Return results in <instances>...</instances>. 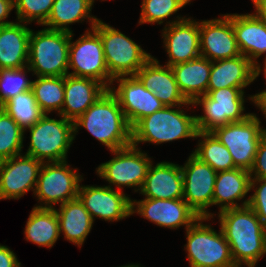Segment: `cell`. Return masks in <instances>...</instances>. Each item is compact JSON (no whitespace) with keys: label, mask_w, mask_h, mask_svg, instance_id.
Returning <instances> with one entry per match:
<instances>
[{"label":"cell","mask_w":266,"mask_h":267,"mask_svg":"<svg viewBox=\"0 0 266 267\" xmlns=\"http://www.w3.org/2000/svg\"><path fill=\"white\" fill-rule=\"evenodd\" d=\"M252 2L256 8L254 15L266 24V0H252Z\"/></svg>","instance_id":"7bdbcfd3"},{"label":"cell","mask_w":266,"mask_h":267,"mask_svg":"<svg viewBox=\"0 0 266 267\" xmlns=\"http://www.w3.org/2000/svg\"><path fill=\"white\" fill-rule=\"evenodd\" d=\"M1 108L12 117L24 132L36 124L44 115L36 102L32 89L17 94Z\"/></svg>","instance_id":"d6a6232c"},{"label":"cell","mask_w":266,"mask_h":267,"mask_svg":"<svg viewBox=\"0 0 266 267\" xmlns=\"http://www.w3.org/2000/svg\"><path fill=\"white\" fill-rule=\"evenodd\" d=\"M82 180V176L76 169H71L66 160L43 163L34 192L40 205L35 207L53 209V204L62 205L77 198Z\"/></svg>","instance_id":"30bf717a"},{"label":"cell","mask_w":266,"mask_h":267,"mask_svg":"<svg viewBox=\"0 0 266 267\" xmlns=\"http://www.w3.org/2000/svg\"><path fill=\"white\" fill-rule=\"evenodd\" d=\"M251 190H255V192L249 196L248 206L256 213L266 228V178H251Z\"/></svg>","instance_id":"74e56055"},{"label":"cell","mask_w":266,"mask_h":267,"mask_svg":"<svg viewBox=\"0 0 266 267\" xmlns=\"http://www.w3.org/2000/svg\"><path fill=\"white\" fill-rule=\"evenodd\" d=\"M121 267H141V266H139V264H136V265L135 264H129V265L121 266Z\"/></svg>","instance_id":"ee69618b"},{"label":"cell","mask_w":266,"mask_h":267,"mask_svg":"<svg viewBox=\"0 0 266 267\" xmlns=\"http://www.w3.org/2000/svg\"><path fill=\"white\" fill-rule=\"evenodd\" d=\"M260 124L261 121L256 114L251 113L243 121L232 122L212 131L228 149L237 168L251 170L259 143L266 132Z\"/></svg>","instance_id":"9c48e42d"},{"label":"cell","mask_w":266,"mask_h":267,"mask_svg":"<svg viewBox=\"0 0 266 267\" xmlns=\"http://www.w3.org/2000/svg\"><path fill=\"white\" fill-rule=\"evenodd\" d=\"M30 33L23 22L0 26V70L28 66Z\"/></svg>","instance_id":"cb8c5ba5"},{"label":"cell","mask_w":266,"mask_h":267,"mask_svg":"<svg viewBox=\"0 0 266 267\" xmlns=\"http://www.w3.org/2000/svg\"><path fill=\"white\" fill-rule=\"evenodd\" d=\"M14 1L13 0H0V26H5L12 24L14 22L6 21L12 9H14Z\"/></svg>","instance_id":"60d3db41"},{"label":"cell","mask_w":266,"mask_h":267,"mask_svg":"<svg viewBox=\"0 0 266 267\" xmlns=\"http://www.w3.org/2000/svg\"><path fill=\"white\" fill-rule=\"evenodd\" d=\"M211 218L199 217L186 229L190 267H235L230 246L221 228L217 233L211 225L203 224Z\"/></svg>","instance_id":"5b68a950"},{"label":"cell","mask_w":266,"mask_h":267,"mask_svg":"<svg viewBox=\"0 0 266 267\" xmlns=\"http://www.w3.org/2000/svg\"><path fill=\"white\" fill-rule=\"evenodd\" d=\"M198 137L202 139L192 154L200 161L207 163L216 172L237 168L228 149L212 132L198 131Z\"/></svg>","instance_id":"4dcf8cb0"},{"label":"cell","mask_w":266,"mask_h":267,"mask_svg":"<svg viewBox=\"0 0 266 267\" xmlns=\"http://www.w3.org/2000/svg\"><path fill=\"white\" fill-rule=\"evenodd\" d=\"M264 76H265V79H266V57H265V61H264Z\"/></svg>","instance_id":"f6af8a7d"},{"label":"cell","mask_w":266,"mask_h":267,"mask_svg":"<svg viewBox=\"0 0 266 267\" xmlns=\"http://www.w3.org/2000/svg\"><path fill=\"white\" fill-rule=\"evenodd\" d=\"M25 238L39 247L51 248L60 237L55 208L33 207L25 226Z\"/></svg>","instance_id":"f546056e"},{"label":"cell","mask_w":266,"mask_h":267,"mask_svg":"<svg viewBox=\"0 0 266 267\" xmlns=\"http://www.w3.org/2000/svg\"><path fill=\"white\" fill-rule=\"evenodd\" d=\"M254 64L244 55L212 61L207 90L246 88L254 81Z\"/></svg>","instance_id":"d4e9b609"},{"label":"cell","mask_w":266,"mask_h":267,"mask_svg":"<svg viewBox=\"0 0 266 267\" xmlns=\"http://www.w3.org/2000/svg\"><path fill=\"white\" fill-rule=\"evenodd\" d=\"M181 169L183 199L200 217L213 218L214 214L207 209L213 206L217 172L192 153L184 166H181Z\"/></svg>","instance_id":"4fadbf2b"},{"label":"cell","mask_w":266,"mask_h":267,"mask_svg":"<svg viewBox=\"0 0 266 267\" xmlns=\"http://www.w3.org/2000/svg\"><path fill=\"white\" fill-rule=\"evenodd\" d=\"M232 26L241 55L254 64V79L262 69L256 59L266 53V24L254 14H232Z\"/></svg>","instance_id":"44dd1931"},{"label":"cell","mask_w":266,"mask_h":267,"mask_svg":"<svg viewBox=\"0 0 266 267\" xmlns=\"http://www.w3.org/2000/svg\"><path fill=\"white\" fill-rule=\"evenodd\" d=\"M20 264L15 253L9 247L0 244V267H20Z\"/></svg>","instance_id":"ab89813d"},{"label":"cell","mask_w":266,"mask_h":267,"mask_svg":"<svg viewBox=\"0 0 266 267\" xmlns=\"http://www.w3.org/2000/svg\"><path fill=\"white\" fill-rule=\"evenodd\" d=\"M71 33L44 28L31 30L28 67L37 77L68 75Z\"/></svg>","instance_id":"277c9868"},{"label":"cell","mask_w":266,"mask_h":267,"mask_svg":"<svg viewBox=\"0 0 266 267\" xmlns=\"http://www.w3.org/2000/svg\"><path fill=\"white\" fill-rule=\"evenodd\" d=\"M43 162L27 154L0 161V200L19 199L35 192Z\"/></svg>","instance_id":"9a60e30c"},{"label":"cell","mask_w":266,"mask_h":267,"mask_svg":"<svg viewBox=\"0 0 266 267\" xmlns=\"http://www.w3.org/2000/svg\"><path fill=\"white\" fill-rule=\"evenodd\" d=\"M27 70V71H26ZM28 66L20 69H1L0 70V106L17 94L31 90L32 81L26 78L30 72Z\"/></svg>","instance_id":"e575fe53"},{"label":"cell","mask_w":266,"mask_h":267,"mask_svg":"<svg viewBox=\"0 0 266 267\" xmlns=\"http://www.w3.org/2000/svg\"><path fill=\"white\" fill-rule=\"evenodd\" d=\"M60 117L59 120L52 119L44 114L36 124L28 128L30 144L27 155L43 163L67 160L68 149L75 140L74 124L62 115Z\"/></svg>","instance_id":"8992f818"},{"label":"cell","mask_w":266,"mask_h":267,"mask_svg":"<svg viewBox=\"0 0 266 267\" xmlns=\"http://www.w3.org/2000/svg\"><path fill=\"white\" fill-rule=\"evenodd\" d=\"M137 213L159 227L189 228L200 216L183 199H152L131 201V214Z\"/></svg>","instance_id":"2e32d148"},{"label":"cell","mask_w":266,"mask_h":267,"mask_svg":"<svg viewBox=\"0 0 266 267\" xmlns=\"http://www.w3.org/2000/svg\"><path fill=\"white\" fill-rule=\"evenodd\" d=\"M74 136L83 127L110 151L132 144L130 127L117 98L107 89L74 122Z\"/></svg>","instance_id":"7a4b0ae2"},{"label":"cell","mask_w":266,"mask_h":267,"mask_svg":"<svg viewBox=\"0 0 266 267\" xmlns=\"http://www.w3.org/2000/svg\"><path fill=\"white\" fill-rule=\"evenodd\" d=\"M54 0H15L17 21L23 23H31L43 25L52 10Z\"/></svg>","instance_id":"8d00e7d4"},{"label":"cell","mask_w":266,"mask_h":267,"mask_svg":"<svg viewBox=\"0 0 266 267\" xmlns=\"http://www.w3.org/2000/svg\"><path fill=\"white\" fill-rule=\"evenodd\" d=\"M118 87H110L132 128L140 119L162 109L165 105L150 90L146 89L135 75L113 78Z\"/></svg>","instance_id":"5bb4252c"},{"label":"cell","mask_w":266,"mask_h":267,"mask_svg":"<svg viewBox=\"0 0 266 267\" xmlns=\"http://www.w3.org/2000/svg\"><path fill=\"white\" fill-rule=\"evenodd\" d=\"M249 172L251 178H266V132L261 138L253 166Z\"/></svg>","instance_id":"f35d334b"},{"label":"cell","mask_w":266,"mask_h":267,"mask_svg":"<svg viewBox=\"0 0 266 267\" xmlns=\"http://www.w3.org/2000/svg\"><path fill=\"white\" fill-rule=\"evenodd\" d=\"M251 175L250 172L234 168L217 172L213 205H219V212L229 208H239L248 205L249 198L241 205L236 201L243 199L250 191Z\"/></svg>","instance_id":"484cf974"},{"label":"cell","mask_w":266,"mask_h":267,"mask_svg":"<svg viewBox=\"0 0 266 267\" xmlns=\"http://www.w3.org/2000/svg\"><path fill=\"white\" fill-rule=\"evenodd\" d=\"M111 152L115 157L100 164L96 168L97 174L117 186L119 191H122V186L136 187L135 192L140 191L152 163L151 158L133 144Z\"/></svg>","instance_id":"7c38bea8"},{"label":"cell","mask_w":266,"mask_h":267,"mask_svg":"<svg viewBox=\"0 0 266 267\" xmlns=\"http://www.w3.org/2000/svg\"><path fill=\"white\" fill-rule=\"evenodd\" d=\"M199 22L200 54L210 61H219L240 55L232 26V15Z\"/></svg>","instance_id":"d6986e66"},{"label":"cell","mask_w":266,"mask_h":267,"mask_svg":"<svg viewBox=\"0 0 266 267\" xmlns=\"http://www.w3.org/2000/svg\"><path fill=\"white\" fill-rule=\"evenodd\" d=\"M140 194L152 199L183 198V176L181 166L172 162L150 164Z\"/></svg>","instance_id":"7402d4cb"},{"label":"cell","mask_w":266,"mask_h":267,"mask_svg":"<svg viewBox=\"0 0 266 267\" xmlns=\"http://www.w3.org/2000/svg\"><path fill=\"white\" fill-rule=\"evenodd\" d=\"M189 2L191 0H142L139 24L157 23L160 25Z\"/></svg>","instance_id":"d590c367"},{"label":"cell","mask_w":266,"mask_h":267,"mask_svg":"<svg viewBox=\"0 0 266 267\" xmlns=\"http://www.w3.org/2000/svg\"><path fill=\"white\" fill-rule=\"evenodd\" d=\"M32 92L44 114L51 111L61 113L64 104V76L37 77L32 81Z\"/></svg>","instance_id":"1f68e13d"},{"label":"cell","mask_w":266,"mask_h":267,"mask_svg":"<svg viewBox=\"0 0 266 267\" xmlns=\"http://www.w3.org/2000/svg\"><path fill=\"white\" fill-rule=\"evenodd\" d=\"M249 99L263 112L266 118V90L253 96L250 95Z\"/></svg>","instance_id":"b9f144b4"},{"label":"cell","mask_w":266,"mask_h":267,"mask_svg":"<svg viewBox=\"0 0 266 267\" xmlns=\"http://www.w3.org/2000/svg\"><path fill=\"white\" fill-rule=\"evenodd\" d=\"M106 90L107 88L95 79L64 76V104L59 115L74 122Z\"/></svg>","instance_id":"603a6c76"},{"label":"cell","mask_w":266,"mask_h":267,"mask_svg":"<svg viewBox=\"0 0 266 267\" xmlns=\"http://www.w3.org/2000/svg\"><path fill=\"white\" fill-rule=\"evenodd\" d=\"M59 219L60 233L69 242L81 247L90 233L94 221L77 197L60 205L59 210L55 208Z\"/></svg>","instance_id":"83f0119b"},{"label":"cell","mask_w":266,"mask_h":267,"mask_svg":"<svg viewBox=\"0 0 266 267\" xmlns=\"http://www.w3.org/2000/svg\"><path fill=\"white\" fill-rule=\"evenodd\" d=\"M90 30L75 42L71 41V33L68 69L74 71L68 72V75L95 79L109 89L113 85V77L109 74L105 61L103 43L100 35L94 29Z\"/></svg>","instance_id":"8fae6325"},{"label":"cell","mask_w":266,"mask_h":267,"mask_svg":"<svg viewBox=\"0 0 266 267\" xmlns=\"http://www.w3.org/2000/svg\"><path fill=\"white\" fill-rule=\"evenodd\" d=\"M111 186H79L78 198L93 221L99 217L114 222L132 215V200L123 191H116Z\"/></svg>","instance_id":"ac0fdd59"},{"label":"cell","mask_w":266,"mask_h":267,"mask_svg":"<svg viewBox=\"0 0 266 267\" xmlns=\"http://www.w3.org/2000/svg\"><path fill=\"white\" fill-rule=\"evenodd\" d=\"M218 217L235 266L255 267L266 254V228L256 213L247 205L222 210Z\"/></svg>","instance_id":"6da1fadb"},{"label":"cell","mask_w":266,"mask_h":267,"mask_svg":"<svg viewBox=\"0 0 266 267\" xmlns=\"http://www.w3.org/2000/svg\"><path fill=\"white\" fill-rule=\"evenodd\" d=\"M93 29L100 35L108 71L113 78L135 75L152 57L131 38L100 19Z\"/></svg>","instance_id":"52a82bcc"},{"label":"cell","mask_w":266,"mask_h":267,"mask_svg":"<svg viewBox=\"0 0 266 267\" xmlns=\"http://www.w3.org/2000/svg\"><path fill=\"white\" fill-rule=\"evenodd\" d=\"M243 88H220L207 90L199 96L193 105H201L204 115H196L197 130L212 132L215 128L240 122L248 118L251 113L244 114L245 103Z\"/></svg>","instance_id":"ba28073f"},{"label":"cell","mask_w":266,"mask_h":267,"mask_svg":"<svg viewBox=\"0 0 266 267\" xmlns=\"http://www.w3.org/2000/svg\"><path fill=\"white\" fill-rule=\"evenodd\" d=\"M184 105L164 106L151 115L140 119L132 127V144L149 142L161 144L183 138H196L198 133L196 115L190 116L181 110Z\"/></svg>","instance_id":"3957f363"},{"label":"cell","mask_w":266,"mask_h":267,"mask_svg":"<svg viewBox=\"0 0 266 267\" xmlns=\"http://www.w3.org/2000/svg\"><path fill=\"white\" fill-rule=\"evenodd\" d=\"M143 86L153 92L165 106L192 105L180 92L171 66H162L151 57L135 74Z\"/></svg>","instance_id":"ffe728a7"},{"label":"cell","mask_w":266,"mask_h":267,"mask_svg":"<svg viewBox=\"0 0 266 267\" xmlns=\"http://www.w3.org/2000/svg\"><path fill=\"white\" fill-rule=\"evenodd\" d=\"M24 131L12 117L0 109V161L22 154Z\"/></svg>","instance_id":"836d02e7"},{"label":"cell","mask_w":266,"mask_h":267,"mask_svg":"<svg viewBox=\"0 0 266 267\" xmlns=\"http://www.w3.org/2000/svg\"><path fill=\"white\" fill-rule=\"evenodd\" d=\"M178 20L168 21L162 30L164 47L169 56L168 66L184 63L201 56L199 22L177 16Z\"/></svg>","instance_id":"e0dca14e"},{"label":"cell","mask_w":266,"mask_h":267,"mask_svg":"<svg viewBox=\"0 0 266 267\" xmlns=\"http://www.w3.org/2000/svg\"><path fill=\"white\" fill-rule=\"evenodd\" d=\"M178 88L188 102H194L207 93L212 61L199 56L196 59L171 66Z\"/></svg>","instance_id":"4316f807"},{"label":"cell","mask_w":266,"mask_h":267,"mask_svg":"<svg viewBox=\"0 0 266 267\" xmlns=\"http://www.w3.org/2000/svg\"><path fill=\"white\" fill-rule=\"evenodd\" d=\"M94 0H54L51 13L43 26L48 29L72 33L69 25L89 19L91 29L98 18L90 16Z\"/></svg>","instance_id":"f1b7e54d"}]
</instances>
